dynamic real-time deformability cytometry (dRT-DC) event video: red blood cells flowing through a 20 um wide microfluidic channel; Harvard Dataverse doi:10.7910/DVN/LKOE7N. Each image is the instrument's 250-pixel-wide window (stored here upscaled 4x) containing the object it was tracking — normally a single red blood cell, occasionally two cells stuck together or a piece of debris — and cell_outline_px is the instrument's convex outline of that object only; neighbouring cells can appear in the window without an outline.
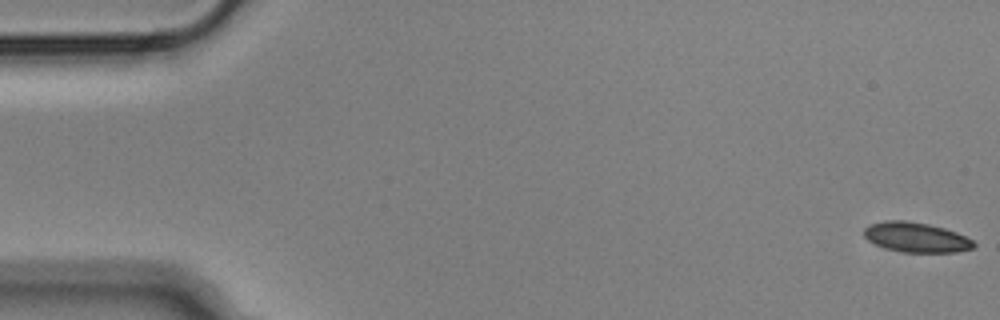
{"species": "Egyptian fruit bat (a non-hibernating species)", "species_latin": "Rousettus aegyptiacus", "temperature_condition": "cold", "stored_images_in_passage": 57, "camera_frame_rate_fps": 3000, "um_per_image_px": 0.085, "animal": {"sex": "male"}, "frame": {"image": 1, "passage_image": 1, "time_ms": 0.0, "image_size_px": [1000, 320], "cell_outline_px": [[976, 248], [956, 252], [900, 252], [884, 248], [868, 240], [864, 236], [864, 228], [868, 224], [888, 220], [904, 220], [928, 224], [944, 228], [956, 232], [972, 240], [976, 244]], "centroid_in_image_um": [77.86, 20.17], "position_along_channel_um": 7.1, "area_um2": 19.19}}
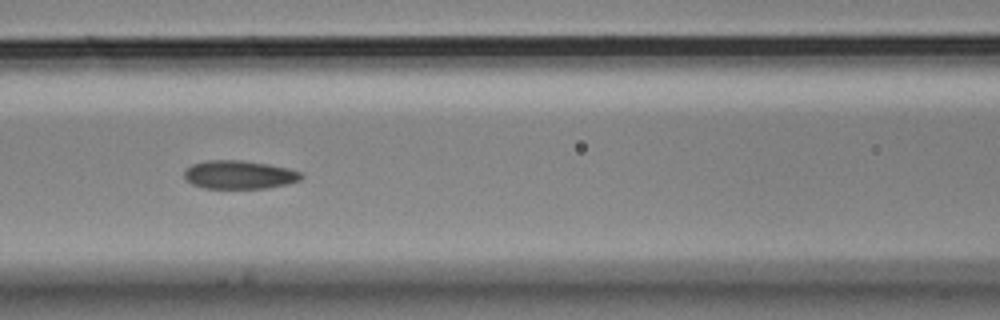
{"frame": {"image": 2, "passage_image": 24, "time_ms": 7.667, "image_size_px": [1000, 320], "cell_outline_px": [[304, 176], [300, 180], [288, 184], [268, 188], [204, 188], [192, 184], [184, 176], [184, 172], [192, 164], [208, 160], [240, 160], [268, 164], [288, 168], [300, 172]], "centroid_in_image_um": [20.36, 14.85], "position_along_channel_um": 146.2, "area_um2": 19.31}}
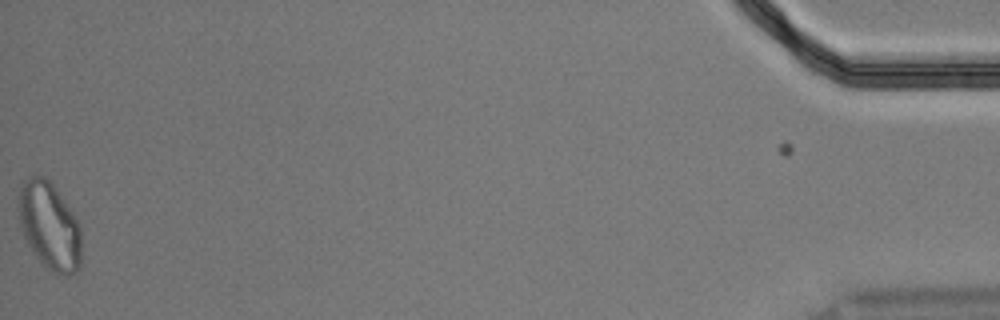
{"frame": {"image": 3, "passage_image": 56, "time_ms": 18.333, "image_size_px": [1000, 320], "cell_outline_px": [[80, 268], [76, 272], [68, 276], [52, 272], [36, 256], [28, 244], [24, 236], [20, 224], [16, 208], [20, 180], [28, 176], [44, 176], [52, 184], [76, 220], [80, 228]], "centroid_in_image_um": [4.14, 19.18], "position_along_channel_um": 431.1, "area_um2": 31.96}, "authors_computed_cell_mechanics": {"area_um2": 19.652, "velocity_mm_per_s": 3.6004, "shape_relaxation_time_tau1_ms": 4.2724, "shape_relaxation_time_tau2_ms": 2.9417, "deformation_change_tau1": 0.1224, "deformation_change_tau2": 0.0933}}